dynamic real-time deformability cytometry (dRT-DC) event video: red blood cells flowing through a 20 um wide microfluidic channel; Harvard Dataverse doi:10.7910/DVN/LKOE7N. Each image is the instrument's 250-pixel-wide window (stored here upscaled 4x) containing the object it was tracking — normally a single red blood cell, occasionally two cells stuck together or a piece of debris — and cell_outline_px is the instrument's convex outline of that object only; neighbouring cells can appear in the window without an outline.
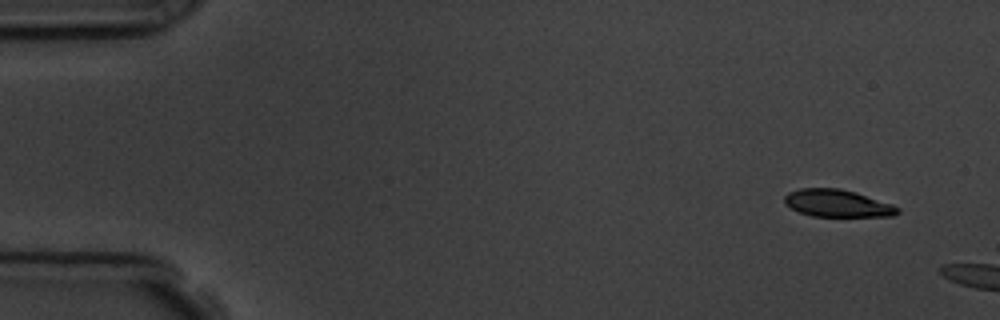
{"species": "common noctule bat (a hibernating species)", "species_latin": "Nyctalus noctula", "temperature_condition": "room temperature", "stored_images_in_passage": 3, "camera_frame_rate_fps": 3000, "um_per_image_px": 0.085, "animal": {"sex": "male", "body_mass_g": 19.5, "forearm_length_mm": 54.6}, "frame": {"image": 1, "passage_image": 1, "time_ms": 0.0, "image_size_px": [1000, 320], "cell_outline_px": [[900, 212], [892, 216], [812, 216], [800, 212], [784, 204], [784, 196], [788, 192], [800, 188], [840, 188], [856, 192], [892, 204], [900, 208]], "centroid_in_image_um": [71.17, 17.27], "position_along_channel_um": 13.8, "area_um2": 18.03}}